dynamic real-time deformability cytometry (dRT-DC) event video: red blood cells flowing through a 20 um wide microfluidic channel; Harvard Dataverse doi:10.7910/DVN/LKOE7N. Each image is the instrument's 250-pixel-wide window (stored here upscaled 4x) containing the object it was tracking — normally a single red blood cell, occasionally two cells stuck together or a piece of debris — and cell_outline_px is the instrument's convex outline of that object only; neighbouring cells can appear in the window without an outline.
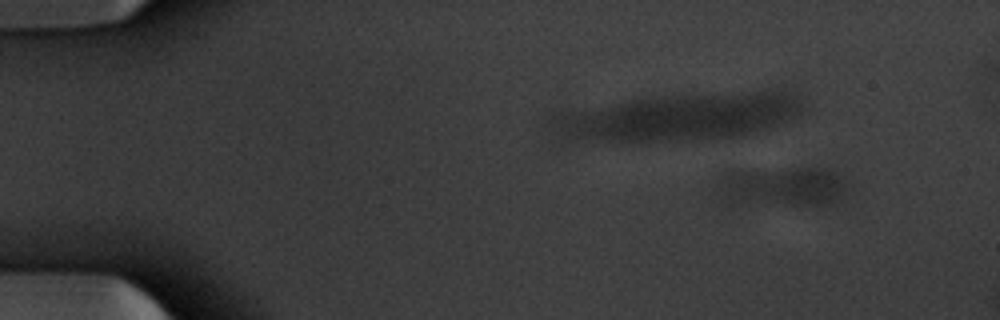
{"species": "common noctule bat (a hibernating species)", "species_latin": "Nyctalus noctula", "temperature_condition": "warm", "stored_images_in_passage": 15, "camera_frame_rate_fps": 3000, "um_per_image_px": 0.085, "animal": {"sex": "male", "body_mass_g": 20.1, "forearm_length_mm": 53.5}, "frame": {"image": 1, "passage_image": 5, "time_ms": 1.333, "image_size_px": [1000, 320], "cell_outline_px": [[852, 188], [840, 200], [832, 204], [724, 204], [724, 176], [728, 172], [792, 168], [832, 168], [840, 172], [852, 184]], "centroid_in_image_um": [66.79, 15.86], "position_along_channel_um": 18.2, "area_um2": 30.23}}
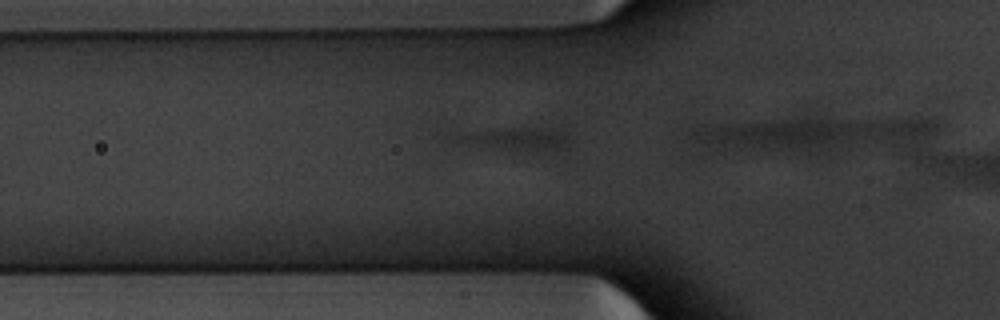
{"frame": {"image": 2, "passage_image": 13, "time_ms": 4.0, "image_size_px": [1000, 320], "cell_outline_px": [[572, 144], [564, 148], [544, 156], [448, 144], [444, 140], [444, 136], [448, 132], [568, 124], [572, 140]], "centroid_in_image_um": [43.83, 11.83], "position_along_channel_um": 82.0, "area_um2": 19.88}}